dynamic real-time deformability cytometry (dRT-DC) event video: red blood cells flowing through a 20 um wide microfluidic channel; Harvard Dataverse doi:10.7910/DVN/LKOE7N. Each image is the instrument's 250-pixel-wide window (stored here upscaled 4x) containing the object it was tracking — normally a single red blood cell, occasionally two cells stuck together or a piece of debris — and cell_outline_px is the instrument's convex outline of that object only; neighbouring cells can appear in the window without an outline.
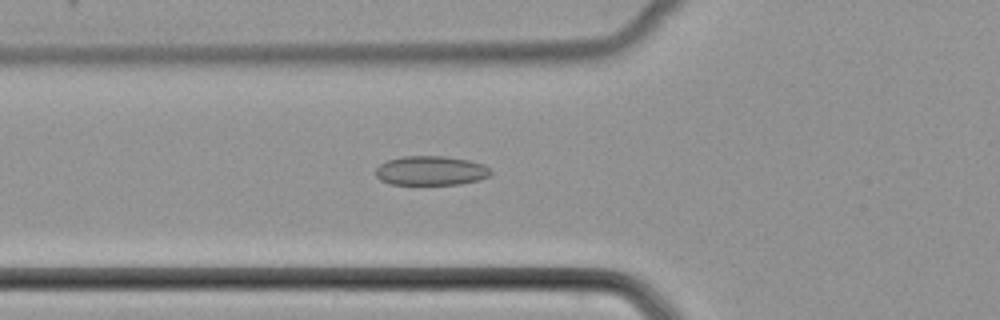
{"species": "common noctule bat (a hibernating species)", "species_latin": "Nyctalus noctula", "temperature_condition": "cold", "stored_images_in_passage": 52, "camera_frame_rate_fps": 3000, "um_per_image_px": 0.085, "animal": {"sex": "female", "body_mass_g": 22.7, "forearm_length_mm": 54.2}, "frame": {"image": 1, "passage_image": 20, "time_ms": 6.333, "image_size_px": [1000, 320], "cell_outline_px": [[492, 172], [488, 176], [480, 180], [460, 184], [392, 184], [380, 180], [376, 176], [376, 168], [380, 164], [388, 160], [400, 156], [444, 156], [468, 160], [484, 164]], "centroid_in_image_um": [36.62, 14.5], "position_along_channel_um": 89.2, "area_um2": 19.65}}
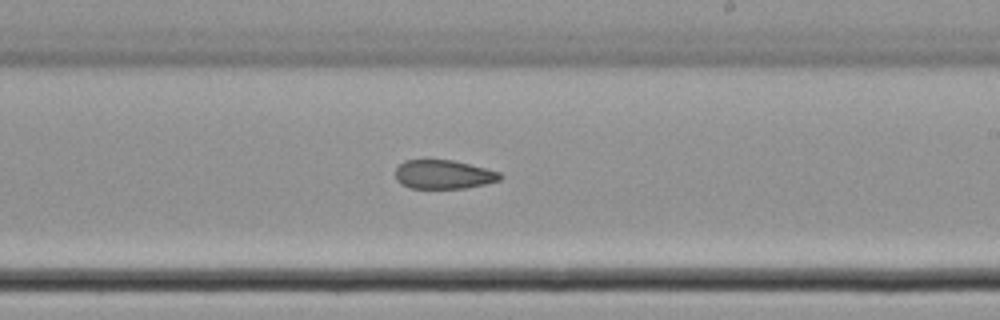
{"frame": {"image": 2, "passage_image": 32, "time_ms": 10.333, "image_size_px": [1000, 320], "cell_outline_px": [[504, 176], [500, 180], [468, 188], [408, 188], [400, 184], [396, 180], [396, 168], [404, 160], [452, 160], [500, 172]], "centroid_in_image_um": [37.69, 14.84], "position_along_channel_um": 251.3, "area_um2": 17.63}}
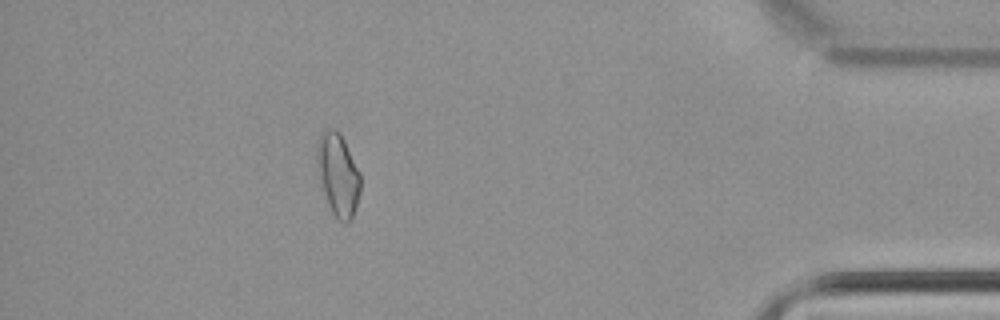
{"frame": {"image": 3, "passage_image": 47, "time_ms": 15.333, "image_size_px": [1000, 320], "cell_outline_px": [[360, 188], [356, 208], [352, 220], [348, 224], [344, 224], [332, 212], [328, 204], [320, 180], [316, 164], [316, 144], [320, 136], [328, 128], [332, 128], [340, 132], [360, 172]], "centroid_in_image_um": [28.73, 14.85], "position_along_channel_um": 406.5, "area_um2": 20.92}}